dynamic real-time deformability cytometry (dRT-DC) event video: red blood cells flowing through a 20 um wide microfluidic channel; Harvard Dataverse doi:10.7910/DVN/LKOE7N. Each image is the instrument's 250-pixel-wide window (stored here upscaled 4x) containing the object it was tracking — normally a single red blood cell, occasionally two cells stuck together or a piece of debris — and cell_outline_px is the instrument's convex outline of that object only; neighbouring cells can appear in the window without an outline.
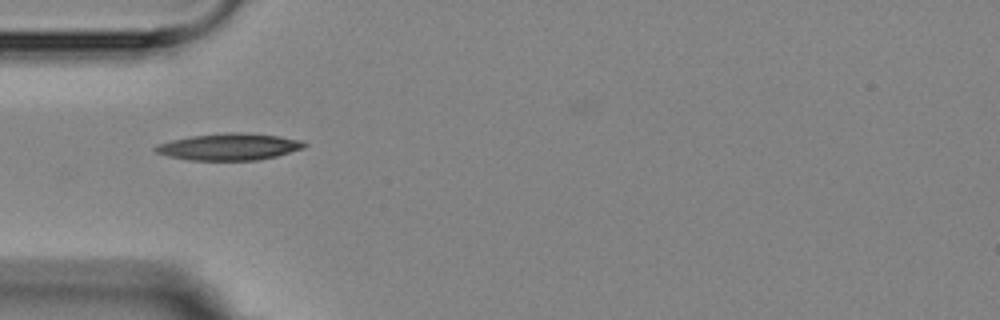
{"species": "Egyptian fruit bat (a non-hibernating species)", "species_latin": "Rousettus aegyptiacus", "temperature_condition": "room temperature", "stored_images_in_passage": 3, "camera_frame_rate_fps": 3000, "um_per_image_px": 0.085, "animal": {"sex": "female"}, "frame": {"image": 1, "passage_image": 1, "time_ms": 0.0, "image_size_px": [1000, 320], "cell_outline_px": [[308, 144], [304, 148], [276, 156], [256, 160], [188, 160], [168, 156], [156, 152], [152, 148], [156, 144], [172, 140], [192, 136], [224, 132], [244, 132], [280, 136], [304, 140]], "centroid_in_image_um": [19.5, 12.46], "position_along_channel_um": 65.5, "area_um2": 23.41}}
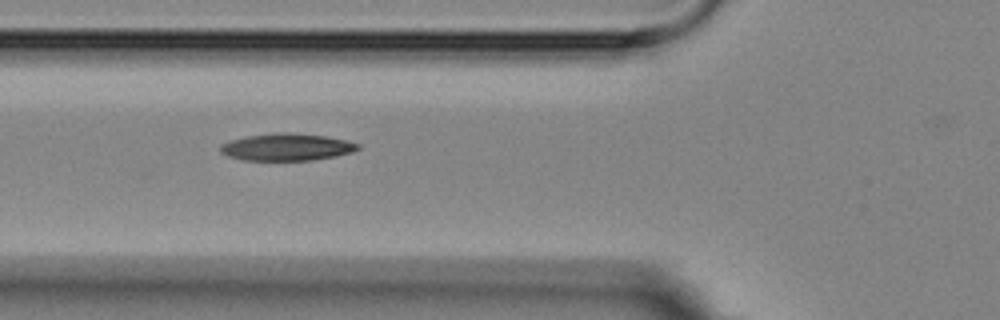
{"frame": {"image": 2, "passage_image": 2, "time_ms": 1.0, "image_size_px": [1000, 320], "cell_outline_px": [[360, 148], [352, 152], [336, 156], [312, 160], [244, 160], [228, 156], [220, 152], [220, 144], [228, 140], [244, 136], [276, 132], [288, 132], [324, 136], [344, 140], [360, 144]], "centroid_in_image_um": [24.32, 12.49], "position_along_channel_um": 101.5, "area_um2": 21.85}}
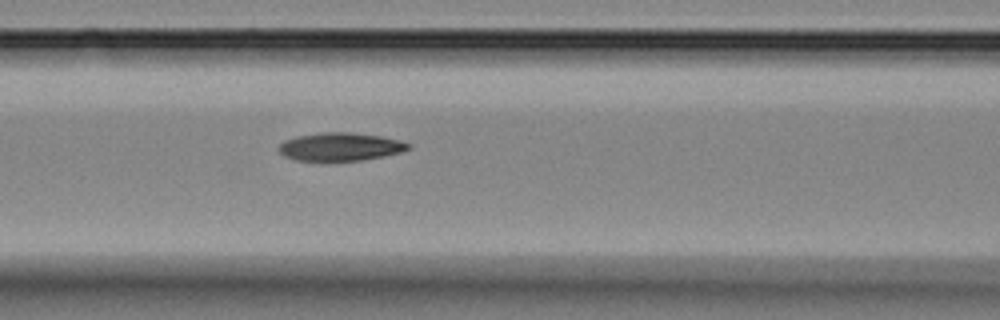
{"frame": {"image": 3, "passage_image": 3, "time_ms": 2.0, "image_size_px": [1000, 320], "cell_outline_px": [[412, 148], [400, 152], [384, 156], [360, 160], [296, 160], [284, 156], [276, 148], [284, 140], [296, 136], [324, 132], [352, 132], [380, 136], [400, 140], [412, 144]], "centroid_in_image_um": [28.93, 12.46], "position_along_channel_um": 137.7, "area_um2": 21.21}}